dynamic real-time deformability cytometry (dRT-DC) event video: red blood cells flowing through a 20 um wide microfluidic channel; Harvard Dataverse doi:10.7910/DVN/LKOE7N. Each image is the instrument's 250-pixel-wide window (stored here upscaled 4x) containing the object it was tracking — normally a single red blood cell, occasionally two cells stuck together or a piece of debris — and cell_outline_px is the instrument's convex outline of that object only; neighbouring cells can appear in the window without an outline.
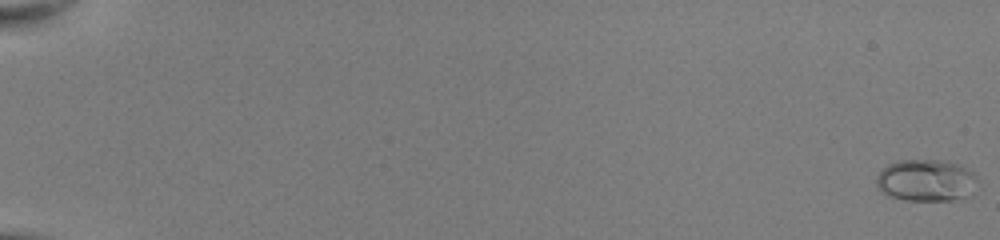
{"species": "common noctule bat (a hibernating species)", "species_latin": "Nyctalus noctula", "temperature_condition": "room temperature", "stored_images_in_passage": 53, "camera_frame_rate_fps": 3000, "um_per_image_px": 0.085, "animal": {"sex": "female", "body_mass_g": 22.0, "forearm_length_mm": 56.7}, "frame": {"image": 1, "passage_image": 1, "time_ms": 0.0, "image_size_px": [1000, 240], "cell_outline_px": [[976, 180], [960, 196], [952, 200], [904, 200], [888, 196], [880, 192], [876, 184], [876, 176], [888, 164], [900, 160], [936, 160], [960, 164], [972, 172], [976, 176]], "centroid_in_image_um": [78.58, 15.31], "position_along_channel_um": 6.4, "area_um2": 23.99}}
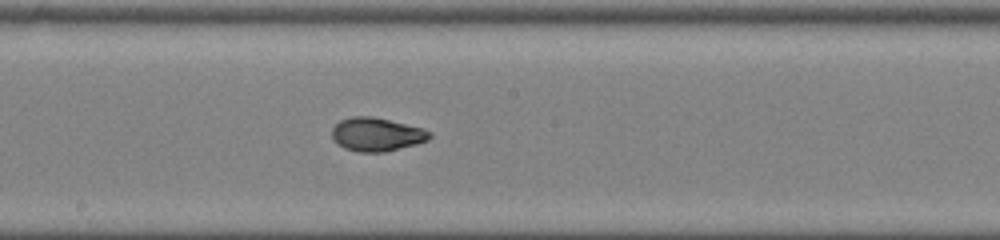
{"frame": {"image": 2, "passage_image": 32, "time_ms": 10.333, "image_size_px": [1000, 240], "cell_outline_px": [[432, 136], [428, 140], [416, 144], [384, 152], [356, 152], [344, 148], [332, 136], [332, 128], [340, 120], [352, 116], [372, 116], [424, 128], [432, 132]], "centroid_in_image_um": [32.04, 11.42], "position_along_channel_um": 216.2, "area_um2": 19.07}}
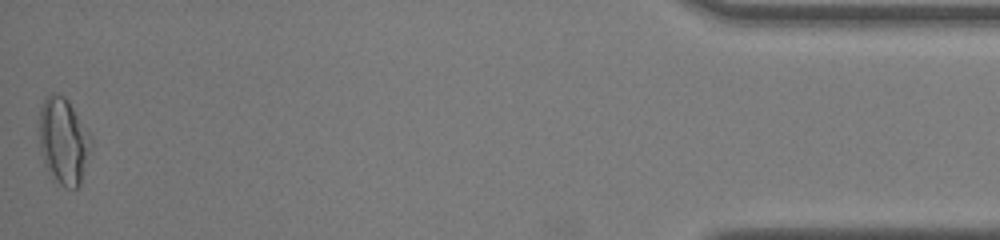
{"frame": {"image": 3, "passage_image": 53, "time_ms": 17.333, "image_size_px": [1000, 240], "cell_outline_px": [[92, 144], [80, 184], [76, 188], [64, 188], [52, 180], [44, 164], [40, 152], [40, 108], [44, 100], [52, 92], [56, 92], [64, 96], [68, 100], [92, 136]], "centroid_in_image_um": [5.4, 12.01], "position_along_channel_um": 429.8, "area_um2": 26.41}, "authors_computed_cell_mechanics": {"area_um2": 19.074, "velocity_mm_per_s": 4.0606, "shape_relaxation_time_tau1_ms": 7.7492, "shape_relaxation_time_tau2_ms": null, "deformation_change_tau1": 0.2485, "deformation_change_tau2": null}}